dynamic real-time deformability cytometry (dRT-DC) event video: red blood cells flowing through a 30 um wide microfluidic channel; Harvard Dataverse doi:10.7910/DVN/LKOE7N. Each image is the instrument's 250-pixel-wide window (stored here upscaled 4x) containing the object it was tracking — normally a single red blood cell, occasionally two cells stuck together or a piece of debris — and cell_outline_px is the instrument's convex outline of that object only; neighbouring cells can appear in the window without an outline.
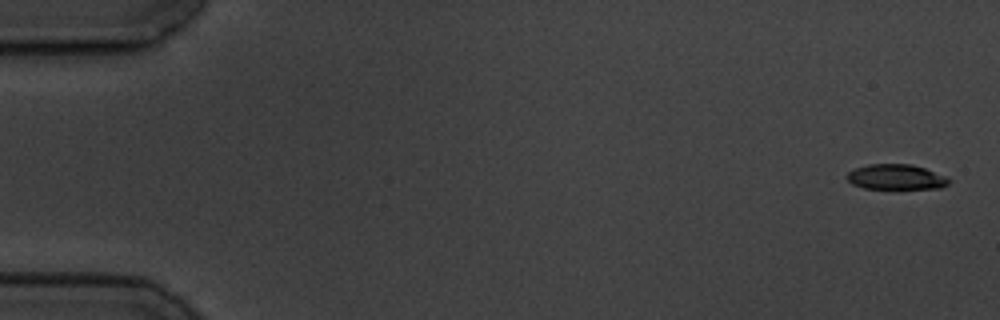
{"species": "common noctule bat (a hibernating species)", "species_latin": "Nyctalus noctula", "temperature_condition": "cold", "stored_images_in_passage": 15, "camera_frame_rate_fps": 3000, "um_per_image_px": 0.085, "animal": {"sex": "male", "body_mass_g": 19.5, "forearm_length_mm": 54.6}, "frame": {"image": 1, "passage_image": 1, "time_ms": 0.0, "image_size_px": [1000, 320], "cell_outline_px": [[952, 180], [948, 184], [940, 188], [864, 188], [852, 184], [844, 176], [848, 172], [856, 168], [868, 164], [912, 164], [924, 168], [944, 176]], "centroid_in_image_um": [76.14, 15.04], "position_along_channel_um": 8.9, "area_um2": 14.85}}
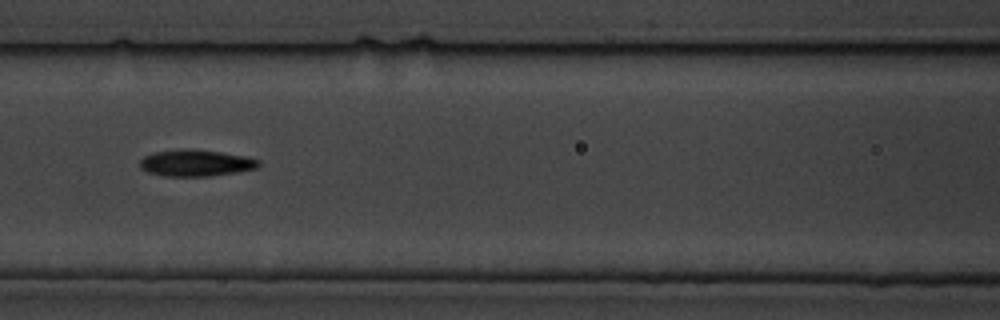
{"frame": {"image": 2, "passage_image": 7, "time_ms": 8.0, "image_size_px": [1000, 320], "cell_outline_px": [[260, 164], [256, 168], [236, 172], [208, 176], [164, 176], [148, 172], [140, 168], [140, 160], [144, 156], [156, 152], [184, 148], [220, 152], [248, 156], [260, 160]], "centroid_in_image_um": [16.65, 13.85], "position_along_channel_um": 149.9, "area_um2": 18.32}}
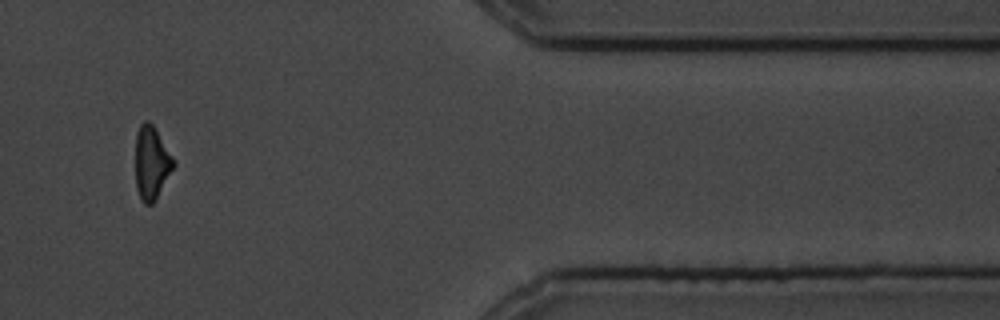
{"frame": {"image": 3, "passage_image": 13, "time_ms": 16.0, "image_size_px": [1000, 320], "cell_outline_px": [[176, 164], [156, 200], [152, 204], [144, 204], [136, 188], [136, 132], [140, 124], [144, 120], [148, 120], [152, 124]], "centroid_in_image_um": [12.87, 13.86], "position_along_channel_um": 398.5, "area_um2": 16.07}, "authors_computed_cell_mechanics": {"area_um2": 17.4556, "velocity_mm_per_s": 3.511, "shape_relaxation_time_tau1_ms": 3.8946, "shape_relaxation_time_tau2_ms": 8.5531, "deformation_change_tau1": 0.1257, "deformation_change_tau2": 0.1566}}